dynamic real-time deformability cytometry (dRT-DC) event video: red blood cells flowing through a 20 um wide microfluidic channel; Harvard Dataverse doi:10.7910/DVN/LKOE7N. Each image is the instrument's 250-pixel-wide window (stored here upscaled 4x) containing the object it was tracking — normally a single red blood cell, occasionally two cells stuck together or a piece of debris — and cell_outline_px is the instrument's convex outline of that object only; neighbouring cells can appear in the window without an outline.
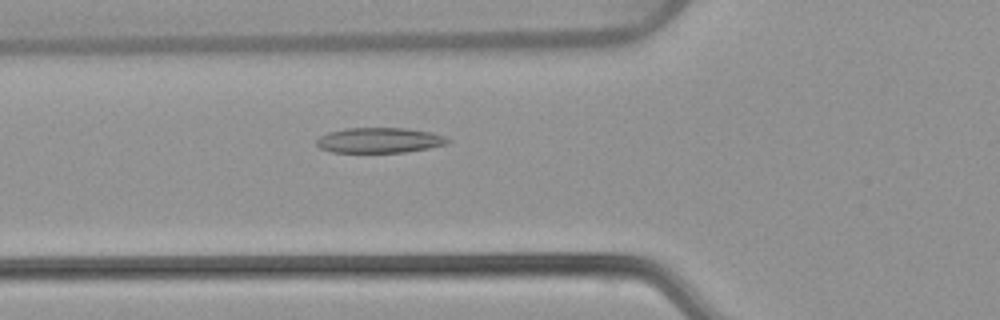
{"species": "common noctule bat (a hibernating species)", "species_latin": "Nyctalus noctula", "temperature_condition": "warm", "stored_images_in_passage": 54, "camera_frame_rate_fps": 3000, "um_per_image_px": 0.085, "animal": {"sex": "female", "body_mass_g": 22.7, "forearm_length_mm": 54.2}, "frame": {"image": 1, "passage_image": 20, "time_ms": 6.333, "image_size_px": [1000, 320], "cell_outline_px": [[452, 140], [444, 144], [428, 148], [404, 152], [332, 152], [320, 148], [316, 144], [316, 140], [320, 136], [328, 132], [344, 128], [404, 128], [432, 132], [444, 136]], "centroid_in_image_um": [32.23, 11.91], "position_along_channel_um": 93.6, "area_um2": 19.25}}
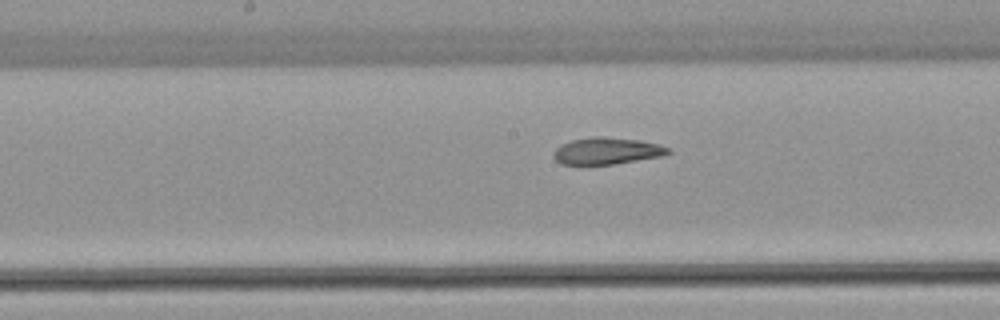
{"frame": {"image": 2, "passage_image": 28, "time_ms": 9.0, "image_size_px": [1000, 320], "cell_outline_px": [[672, 152], [664, 156], [612, 164], [580, 168], [560, 164], [552, 156], [552, 152], [560, 144], [572, 140], [592, 136], [604, 136], [640, 140], [660, 144], [672, 148]], "centroid_in_image_um": [51.53, 12.86], "position_along_channel_um": 196.7, "area_um2": 18.96}}
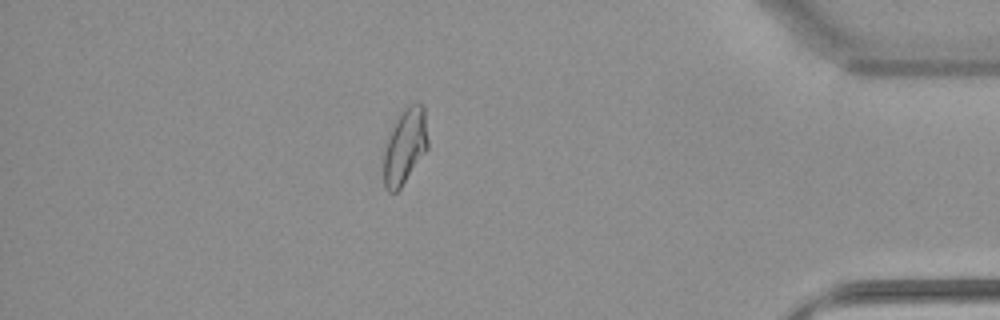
{"frame": {"image": 3, "passage_image": 47, "time_ms": 15.333, "image_size_px": [1000, 320], "cell_outline_px": [[428, 148], [400, 188], [396, 192], [388, 192], [384, 188], [384, 152], [392, 124], [396, 116], [412, 100], [420, 100], [424, 108], [428, 140]], "centroid_in_image_um": [34.42, 12.35], "position_along_channel_um": 400.8, "area_um2": 19.77}, "authors_computed_cell_mechanics": {"area_um2": 19.9699, "velocity_mm_per_s": 3.8571, "shape_relaxation_time_tau1_ms": null, "shape_relaxation_time_tau2_ms": 2.3983, "deformation_change_tau1": null, "deformation_change_tau2": 0.0897}}